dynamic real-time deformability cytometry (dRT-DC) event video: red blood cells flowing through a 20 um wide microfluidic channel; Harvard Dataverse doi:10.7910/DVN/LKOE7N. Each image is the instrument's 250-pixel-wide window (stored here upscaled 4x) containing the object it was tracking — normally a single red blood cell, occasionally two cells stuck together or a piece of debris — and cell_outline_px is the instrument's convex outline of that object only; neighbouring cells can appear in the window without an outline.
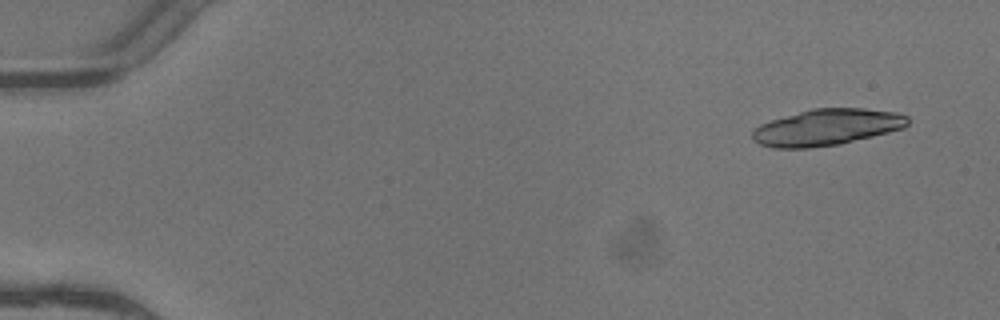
{"species": "common noctule bat (a hibernating species)", "species_latin": "Nyctalus noctula", "temperature_condition": "warm", "stored_images_in_passage": 6, "camera_frame_rate_fps": 3000, "um_per_image_px": 0.085, "animal": {"sex": "female"}, "frame": {"image": 1, "passage_image": 1, "time_ms": 0.0, "image_size_px": [1000, 320], "cell_outline_px": [[908, 124], [904, 128], [840, 144], [808, 148], [772, 148], [760, 144], [752, 140], [752, 132], [760, 124], [772, 120], [812, 108], [864, 108], [896, 112], [908, 116]], "centroid_in_image_um": [70.28, 10.82], "position_along_channel_um": 14.7, "area_um2": 32.83}}